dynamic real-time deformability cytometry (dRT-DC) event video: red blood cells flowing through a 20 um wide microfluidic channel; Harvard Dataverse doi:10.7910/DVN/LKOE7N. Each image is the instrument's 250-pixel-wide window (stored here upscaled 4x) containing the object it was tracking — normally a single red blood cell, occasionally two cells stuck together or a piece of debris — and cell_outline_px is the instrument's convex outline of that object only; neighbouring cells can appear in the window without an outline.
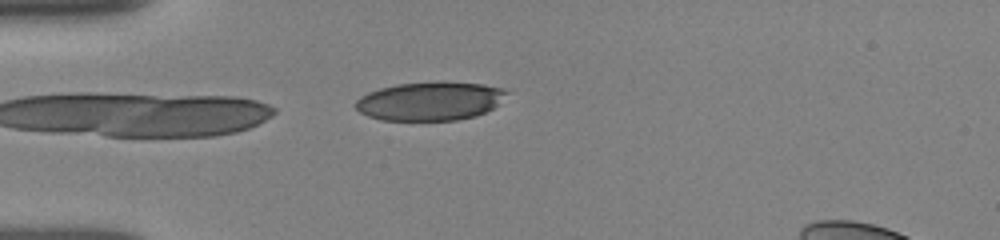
{"species": "human", "species_latin": "Homo sapiens", "temperature_condition": "room temperature", "stored_images_in_passage": 36, "camera_frame_rate_fps": 3000, "um_per_image_px": 0.085, "donor": {"sex": "female"}, "frame": {"image": 1, "passage_image": 10, "time_ms": 4.0, "image_size_px": [1000, 240], "cell_outline_px": [[508, 92], [492, 108], [476, 116], [456, 120], [380, 120], [368, 116], [360, 112], [352, 104], [360, 96], [368, 92], [380, 88], [396, 84], [484, 84], [504, 88]], "centroid_in_image_um": [36.48, 8.63], "position_along_channel_um": 48.5, "area_um2": 33.12}}
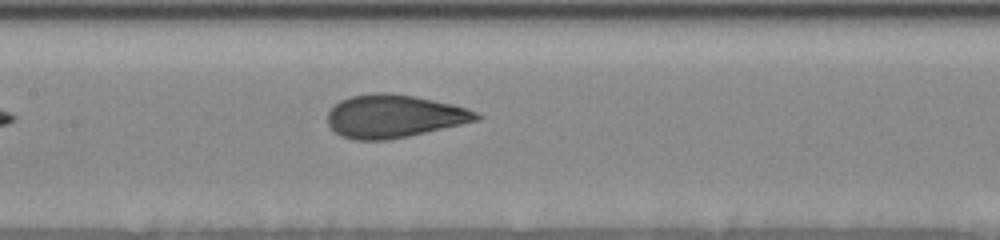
{"frame": {"image": 2, "passage_image": 18, "time_ms": 7.667, "image_size_px": [1000, 240], "cell_outline_px": [[484, 116], [480, 120], [408, 136], [388, 140], [352, 140], [340, 136], [328, 124], [328, 112], [340, 100], [352, 96], [372, 92], [392, 92], [452, 104], [476, 112]], "centroid_in_image_um": [33.48, 9.88], "position_along_channel_um": 173.9, "area_um2": 37.22}}
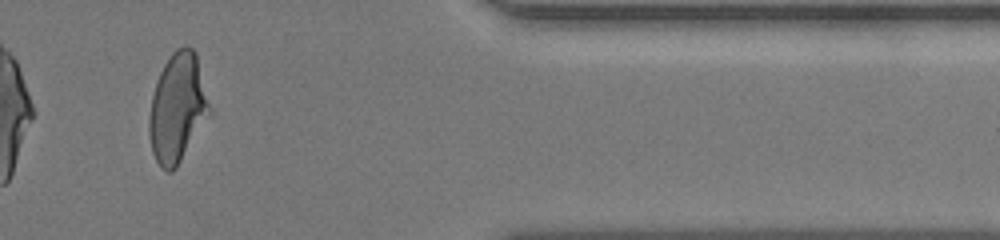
{"frame": {"image": 3, "passage_image": 33, "time_ms": 14.0, "image_size_px": [1000, 240], "cell_outline_px": [[212, 112], [176, 168], [172, 172], [168, 172], [160, 168], [152, 152], [148, 132], [148, 120], [152, 96], [160, 72], [164, 64], [172, 52], [176, 48], [184, 44], [192, 48], [196, 52], [212, 108]], "centroid_in_image_um": [15.1, 9.17], "position_along_channel_um": 396.3, "area_um2": 38.73}, "authors_computed_cell_mechanics": {"area_um2": 37.8012, "velocity_mm_per_s": 3.8878, "shape_relaxation_time_tau1_ms": 3.6169, "shape_relaxation_time_tau2_ms": null, "deformation_change_tau1": 0.1679, "deformation_change_tau2": null}}